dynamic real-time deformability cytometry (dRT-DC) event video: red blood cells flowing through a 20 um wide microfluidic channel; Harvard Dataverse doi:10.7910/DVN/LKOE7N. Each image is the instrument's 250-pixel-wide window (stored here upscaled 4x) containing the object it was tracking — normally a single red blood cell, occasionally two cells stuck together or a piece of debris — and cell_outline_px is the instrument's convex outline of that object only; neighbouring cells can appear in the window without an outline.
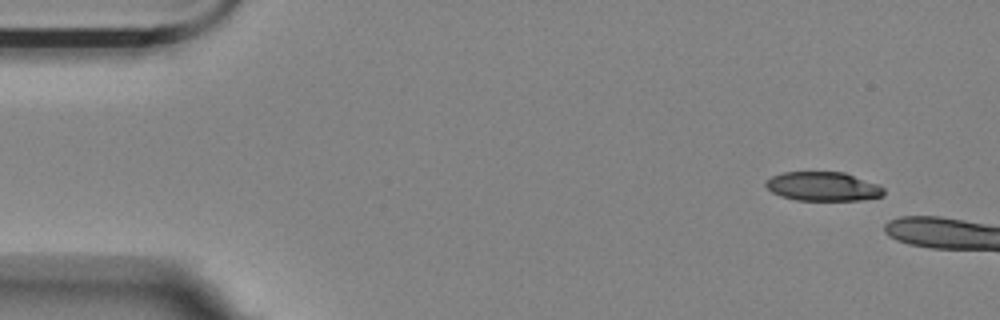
{"species": "Egyptian fruit bat (a non-hibernating species)", "species_latin": "Rousettus aegyptiacus", "temperature_condition": "room temperature", "stored_images_in_passage": 3, "segment_of_instrument_passage": [2, 2], "camera_frame_rate_fps": 3000, "um_per_image_px": 0.085, "animal": {"sex": "female"}, "frame": {"image": 1, "passage_image": 3, "time_ms": 0.667, "image_size_px": [1000, 320], "cell_outline_px": [[884, 196], [860, 200], [796, 200], [780, 196], [772, 192], [764, 184], [772, 176], [784, 172], [844, 172], [876, 184], [884, 188]], "centroid_in_image_um": [69.95, 15.85], "position_along_channel_um": 15.1, "area_um2": 19.83}}